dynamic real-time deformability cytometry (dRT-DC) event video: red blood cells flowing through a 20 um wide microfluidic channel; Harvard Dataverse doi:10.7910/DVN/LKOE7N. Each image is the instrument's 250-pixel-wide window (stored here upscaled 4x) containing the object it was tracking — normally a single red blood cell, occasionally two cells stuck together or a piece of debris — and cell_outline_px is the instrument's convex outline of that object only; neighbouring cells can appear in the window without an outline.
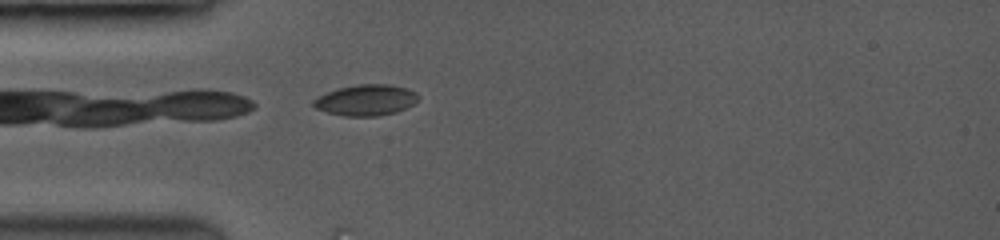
{"species": "common noctule bat (a hibernating species)", "species_latin": "Nyctalus noctula", "temperature_condition": "room temperature", "stored_images_in_passage": 5, "camera_frame_rate_fps": 3500, "um_per_image_px": 0.085, "animal": {"sex": "female", "body_mass_g": 19.0, "forearm_length_mm": 53.3}, "frame": {"image": 1, "passage_image": 1, "time_ms": 0.0, "image_size_px": [1000, 240], "cell_outline_px": [[420, 96], [412, 104], [396, 112], [376, 116], [344, 116], [328, 112], [316, 108], [312, 104], [312, 100], [328, 92], [340, 88], [360, 84], [384, 84], [404, 88], [416, 92]], "centroid_in_image_um": [31.09, 8.51], "position_along_channel_um": 53.9, "area_um2": 18.5}}
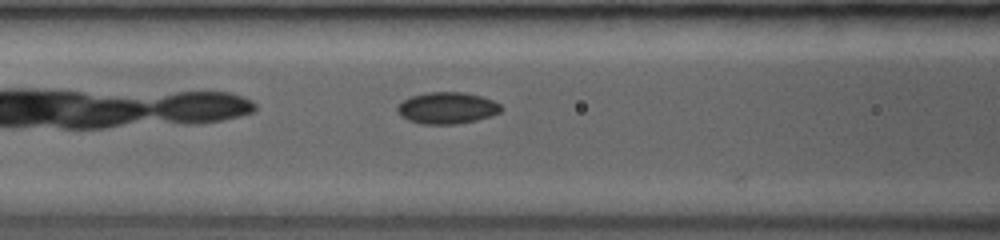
{"frame": {"image": 2, "passage_image": 4, "time_ms": 2.0, "image_size_px": [1000, 240], "cell_outline_px": [[500, 112], [476, 120], [456, 124], [420, 124], [408, 120], [400, 116], [396, 108], [404, 100], [412, 96], [428, 92], [460, 92], [480, 96], [492, 100], [500, 104]], "centroid_in_image_um": [37.96, 9.18], "position_along_channel_um": 128.6, "area_um2": 18.84}}